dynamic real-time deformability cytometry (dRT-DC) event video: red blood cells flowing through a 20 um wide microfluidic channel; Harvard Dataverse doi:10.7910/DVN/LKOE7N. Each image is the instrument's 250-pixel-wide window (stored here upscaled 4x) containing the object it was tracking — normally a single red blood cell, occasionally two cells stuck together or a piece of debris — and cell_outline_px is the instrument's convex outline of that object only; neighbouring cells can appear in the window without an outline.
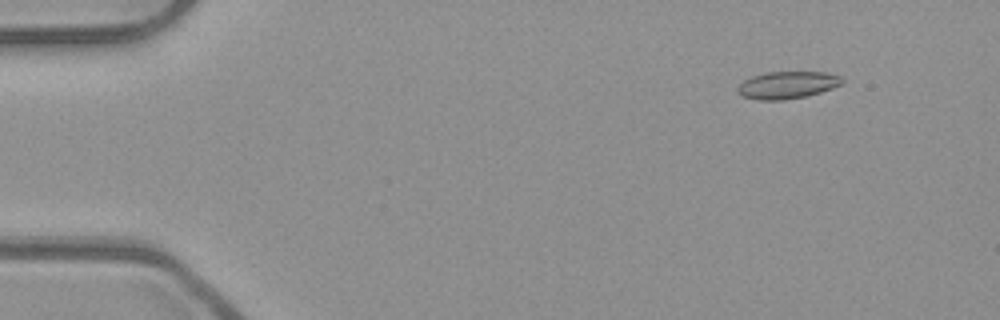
{"species": "common noctule bat (a hibernating species)", "species_latin": "Nyctalus noctula", "temperature_condition": "room temperature", "stored_images_in_passage": 53, "camera_frame_rate_fps": 3000, "um_per_image_px": 0.085, "animal": {"sex": "male", "body_mass_g": 23.1, "forearm_length_mm": 52.7}, "frame": {"image": 1, "passage_image": 6, "time_ms": 1.667, "image_size_px": [1000, 320], "cell_outline_px": [[844, 80], [840, 84], [832, 88], [820, 92], [804, 96], [784, 100], [760, 100], [740, 96], [736, 92], [736, 88], [744, 80], [752, 76], [764, 72], [824, 72], [840, 76]], "centroid_in_image_um": [66.86, 7.23], "position_along_channel_um": 18.1, "area_um2": 16.59}}
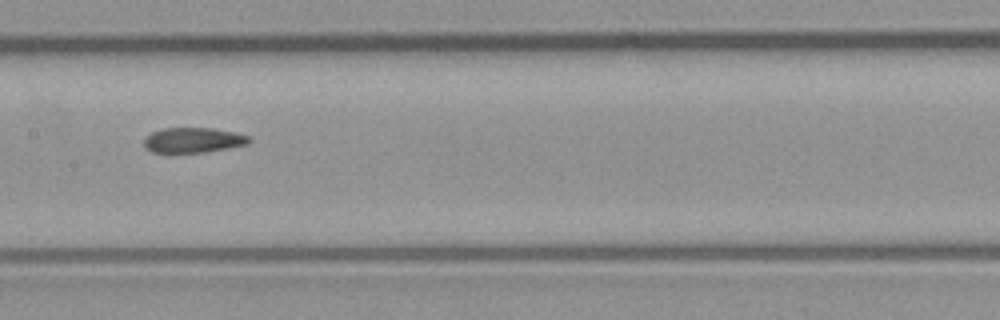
{"frame": {"image": 2, "passage_image": 27, "time_ms": 8.667, "image_size_px": [1000, 320], "cell_outline_px": [[252, 140], [248, 144], [228, 148], [204, 152], [152, 152], [144, 148], [144, 136], [152, 132], [164, 128], [212, 128], [236, 132], [248, 136]], "centroid_in_image_um": [16.41, 11.9], "position_along_channel_um": 191.0, "area_um2": 15.43}}
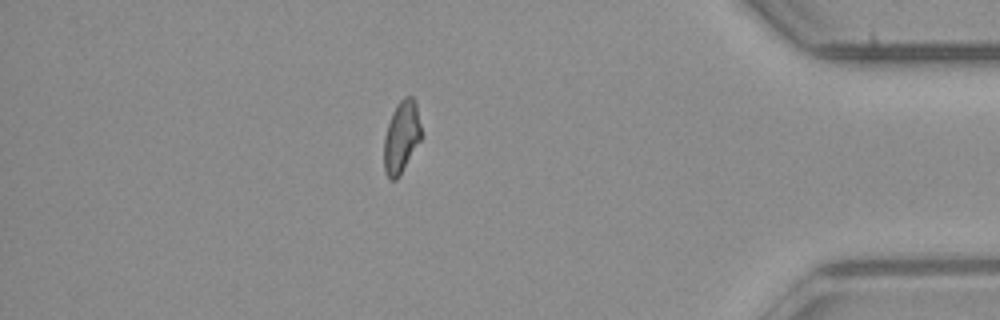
{"frame": {"image": 3, "passage_image": 46, "time_ms": 15.0, "image_size_px": [1000, 320], "cell_outline_px": [[420, 140], [400, 176], [396, 180], [388, 180], [384, 172], [384, 136], [392, 112], [396, 104], [404, 96], [412, 96], [416, 100], [420, 124]], "centroid_in_image_um": [34.1, 11.65], "position_along_channel_um": 401.1, "area_um2": 15.78}, "authors_computed_cell_mechanics": {"area_um2": 16.4152, "velocity_mm_per_s": 3.9418, "shape_relaxation_time_tau1_ms": null, "shape_relaxation_time_tau2_ms": 7.2722, "deformation_change_tau1": null, "deformation_change_tau2": 0.1292}}